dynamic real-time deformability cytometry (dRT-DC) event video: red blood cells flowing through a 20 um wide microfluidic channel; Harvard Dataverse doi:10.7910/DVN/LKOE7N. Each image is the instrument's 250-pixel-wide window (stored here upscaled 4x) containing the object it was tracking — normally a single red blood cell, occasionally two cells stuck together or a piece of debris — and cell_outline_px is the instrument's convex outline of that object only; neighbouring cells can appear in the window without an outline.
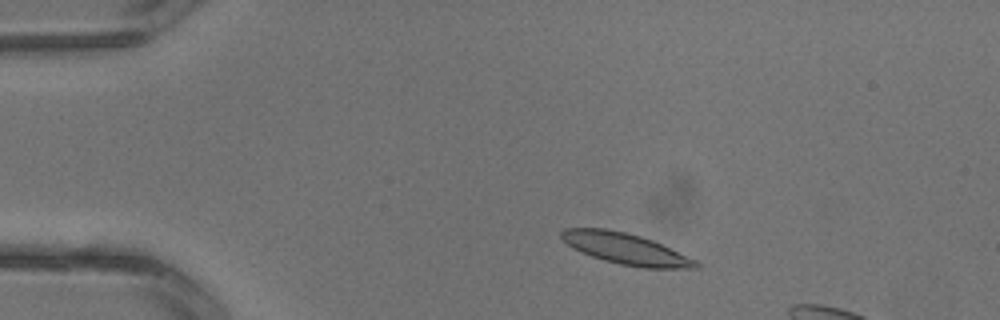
{"species": "common noctule bat (a hibernating species)", "species_latin": "Nyctalus noctula", "temperature_condition": "warm", "stored_images_in_passage": 2, "camera_frame_rate_fps": 3000, "um_per_image_px": 0.085, "animal": {"sex": "male", "body_mass_g": 13.3}, "frame": {"image": 1, "passage_image": 1, "time_ms": 0.0, "image_size_px": [1000, 320], "cell_outline_px": [[700, 268], [644, 268], [620, 264], [604, 260], [580, 252], [572, 248], [560, 236], [560, 232], [564, 228], [604, 228], [624, 232], [640, 236], [652, 240], [696, 260], [700, 264]], "centroid_in_image_um": [53.17, 21.14], "position_along_channel_um": 31.8, "area_um2": 24.16}}